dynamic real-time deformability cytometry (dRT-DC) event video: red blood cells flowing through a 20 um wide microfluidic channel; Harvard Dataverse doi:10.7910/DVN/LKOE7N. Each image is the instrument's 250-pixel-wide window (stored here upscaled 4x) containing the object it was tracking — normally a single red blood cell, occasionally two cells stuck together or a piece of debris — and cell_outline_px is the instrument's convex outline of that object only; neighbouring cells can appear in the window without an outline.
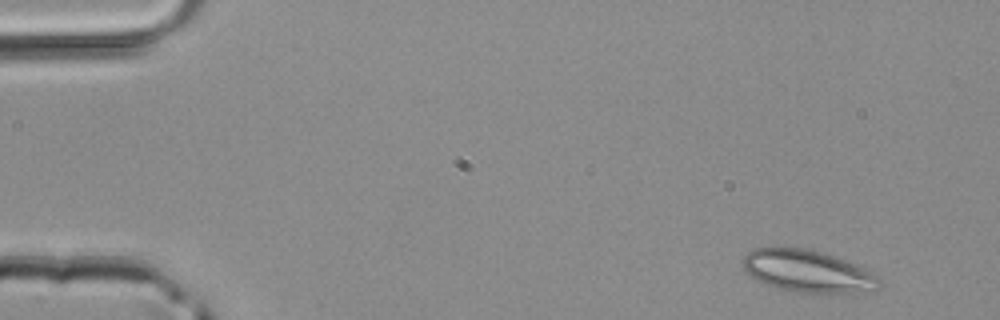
{"species": "common noctule bat (a hibernating species)", "species_latin": "Nyctalus noctula", "temperature_condition": "room temperature", "stored_images_in_passage": 4, "camera_frame_rate_fps": 3000, "um_per_image_px": 0.085, "animal": {"sex": "male", "body_mass_g": 20.4}, "frame": {"image": 1, "passage_image": 1, "time_ms": 0.0, "image_size_px": [1000, 320], "cell_outline_px": [[880, 288], [872, 292], [816, 296], [780, 288], [764, 284], [752, 276], [744, 268], [744, 256], [748, 252], [756, 248], [804, 248], [820, 252], [868, 268], [880, 280]], "centroid_in_image_um": [68.77, 23.12], "position_along_channel_um": 16.2, "area_um2": 34.1}}